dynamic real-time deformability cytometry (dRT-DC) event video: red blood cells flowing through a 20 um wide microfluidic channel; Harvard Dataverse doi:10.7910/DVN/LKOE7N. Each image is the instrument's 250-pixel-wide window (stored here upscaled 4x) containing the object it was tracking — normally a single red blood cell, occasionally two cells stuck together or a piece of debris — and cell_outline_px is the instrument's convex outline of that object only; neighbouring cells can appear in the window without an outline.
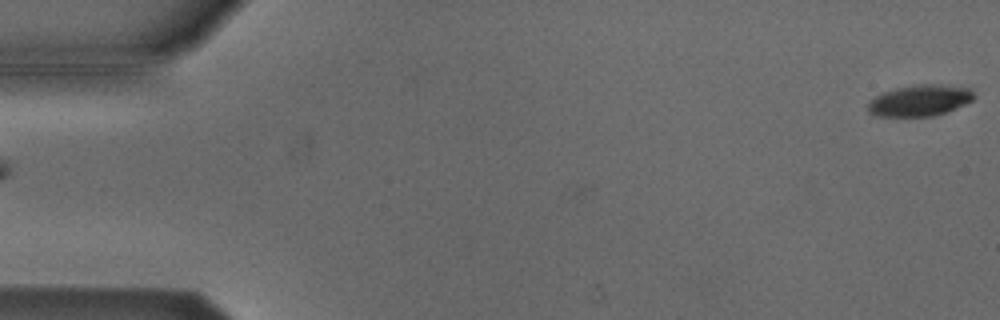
{"species": "Egyptian fruit bat (a non-hibernating species)", "species_latin": "Rousettus aegyptiacus", "temperature_condition": "cold", "stored_images_in_passage": 5, "camera_frame_rate_fps": 3000, "um_per_image_px": 0.085, "animal": {"sex": "male"}, "frame": {"image": 1, "passage_image": 5, "time_ms": 1.333, "image_size_px": [1000, 320], "cell_outline_px": [[976, 96], [972, 100], [956, 108], [932, 116], [880, 116], [868, 112], [868, 104], [876, 96], [884, 92], [896, 88], [920, 84], [940, 84], [968, 88]], "centroid_in_image_um": [78.19, 8.53], "position_along_channel_um": 6.8, "area_um2": 18.96}}